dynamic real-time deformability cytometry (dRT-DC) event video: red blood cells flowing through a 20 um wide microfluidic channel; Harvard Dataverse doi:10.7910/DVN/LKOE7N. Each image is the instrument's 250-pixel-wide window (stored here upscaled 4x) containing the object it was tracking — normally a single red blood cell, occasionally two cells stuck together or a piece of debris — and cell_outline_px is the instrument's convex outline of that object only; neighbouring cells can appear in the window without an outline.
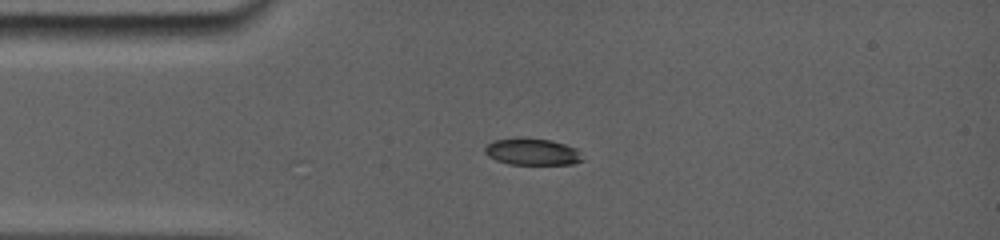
{"species": "common noctule bat (a hibernating species)", "species_latin": "Nyctalus noctula", "temperature_condition": "room temperature", "stored_images_in_passage": 14, "camera_frame_rate_fps": 5000, "um_per_image_px": 0.085, "animal": {"sex": "female", "body_mass_g": 19.0, "forearm_length_mm": 56.7}, "frame": {"image": 1, "passage_image": 1, "time_ms": 0.0, "image_size_px": [1000, 240], "cell_outline_px": [[584, 160], [572, 164], [508, 164], [496, 160], [488, 156], [484, 152], [484, 148], [488, 144], [496, 140], [548, 140], [572, 148]], "centroid_in_image_um": [45.18, 12.96], "position_along_channel_um": 39.8, "area_um2": 14.16}}
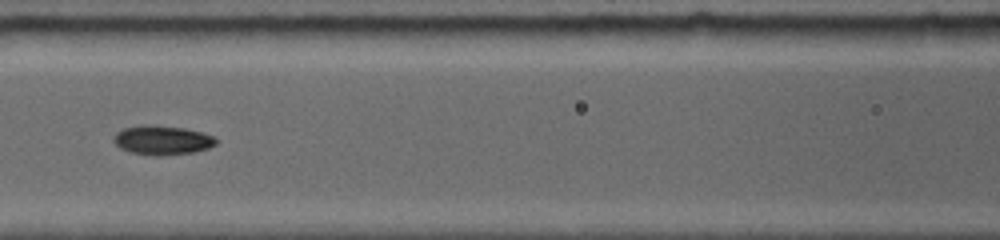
{"frame": {"image": 2, "passage_image": 9, "time_ms": 3.4, "image_size_px": [1000, 240], "cell_outline_px": [[216, 144], [208, 148], [192, 152], [132, 152], [120, 148], [116, 144], [116, 136], [124, 128], [180, 128], [200, 132], [212, 136], [216, 140]], "centroid_in_image_um": [13.88, 11.92], "position_along_channel_um": 152.7, "area_um2": 15.09}}
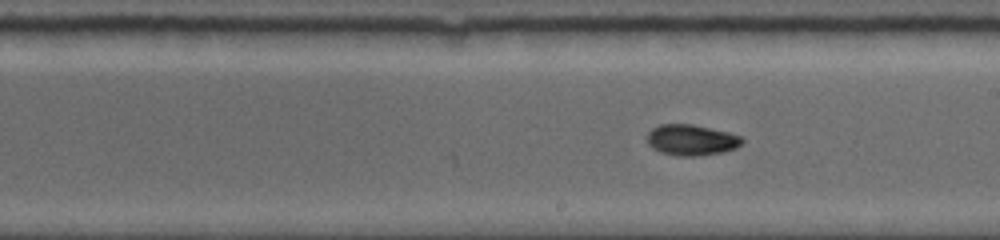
{"frame": {"image": 3, "passage_image": 14, "time_ms": 5.4, "image_size_px": [1000, 240], "cell_outline_px": [[744, 140], [736, 148], [724, 152], [696, 156], [676, 156], [660, 152], [652, 148], [648, 144], [648, 132], [652, 128], [660, 124], [692, 124], [728, 132], [740, 136]], "centroid_in_image_um": [58.75, 11.9], "position_along_channel_um": 230.2, "area_um2": 17.11}}